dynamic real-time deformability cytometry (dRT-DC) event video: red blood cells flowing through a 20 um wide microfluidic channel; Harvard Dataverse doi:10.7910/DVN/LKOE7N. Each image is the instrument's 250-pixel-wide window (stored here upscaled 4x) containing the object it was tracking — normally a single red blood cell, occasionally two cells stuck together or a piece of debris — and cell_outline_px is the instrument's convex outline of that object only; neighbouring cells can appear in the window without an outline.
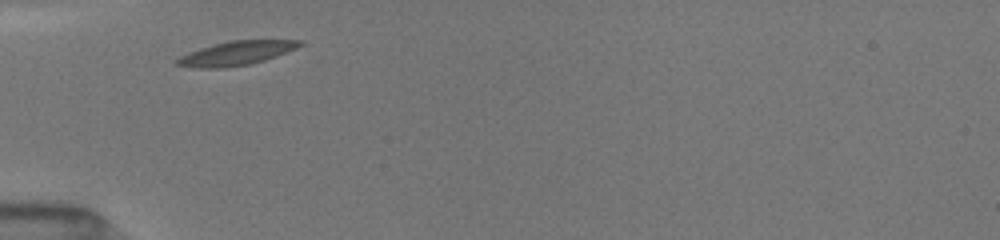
{"species": "common noctule bat (a hibernating species)", "species_latin": "Nyctalus noctula", "temperature_condition": "room temperature", "stored_images_in_passage": 3, "camera_frame_rate_fps": 3000, "um_per_image_px": 0.085, "animal": {"sex": "female", "body_mass_g": 19.5, "forearm_length_mm": 54.1}, "frame": {"image": 1, "passage_image": 1, "time_ms": 0.0, "image_size_px": [1000, 240], "cell_outline_px": [[304, 44], [296, 48], [276, 56], [264, 60], [248, 64], [224, 68], [196, 68], [176, 64], [176, 60], [180, 56], [188, 52], [200, 48], [232, 40], [304, 40]], "centroid_in_image_um": [20.09, 4.52], "position_along_channel_um": 64.9, "area_um2": 16.99}}
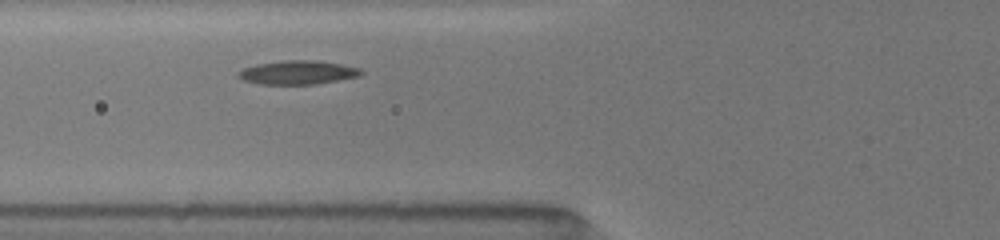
{"frame": {"image": 2, "passage_image": 2, "time_ms": 1.0, "image_size_px": [1000, 240], "cell_outline_px": [[364, 72], [360, 76], [312, 84], [260, 84], [244, 80], [236, 76], [236, 72], [244, 68], [256, 64], [284, 60], [316, 60], [340, 64], [360, 68]], "centroid_in_image_um": [25.28, 6.15], "position_along_channel_um": 100.5, "area_um2": 16.94}}
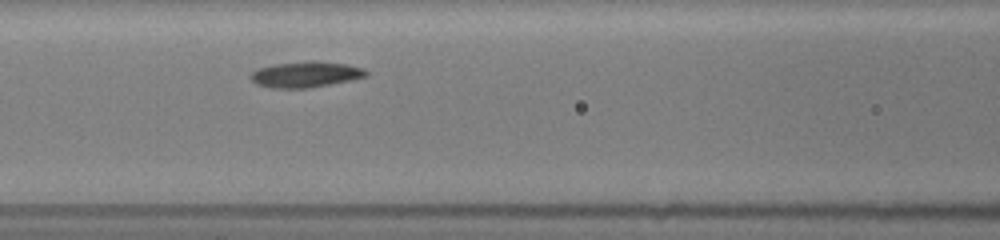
{"frame": {"image": 3, "passage_image": 3, "time_ms": 2.0, "image_size_px": [1000, 240], "cell_outline_px": [[368, 76], [352, 80], [308, 88], [272, 88], [256, 84], [248, 76], [252, 72], [260, 68], [272, 64], [344, 64], [364, 68], [368, 72]], "centroid_in_image_um": [25.96, 6.39], "position_along_channel_um": 140.6, "area_um2": 16.42}}